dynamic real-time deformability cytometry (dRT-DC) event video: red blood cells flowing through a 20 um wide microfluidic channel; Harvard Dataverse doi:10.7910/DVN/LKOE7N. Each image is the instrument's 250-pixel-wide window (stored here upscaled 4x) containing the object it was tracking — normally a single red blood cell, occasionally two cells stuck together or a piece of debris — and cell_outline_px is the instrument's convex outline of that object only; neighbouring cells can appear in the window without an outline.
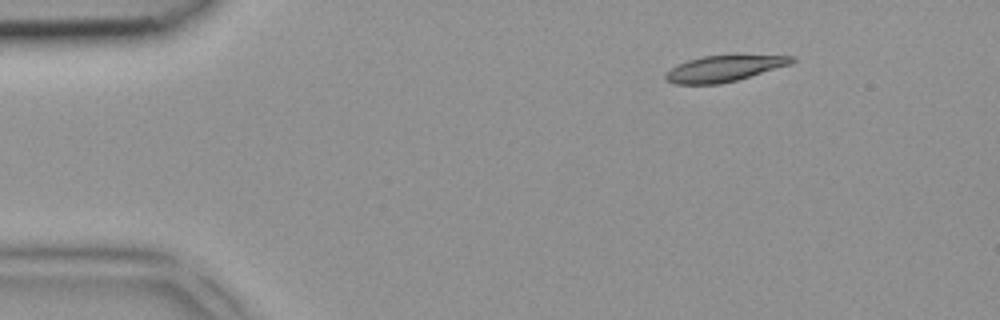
{"species": "common noctule bat (a hibernating species)", "species_latin": "Nyctalus noctula", "temperature_condition": "room temperature", "stored_images_in_passage": 2, "camera_frame_rate_fps": 3000, "um_per_image_px": 0.085, "animal": {"sex": "female", "body_mass_g": 18.4}, "frame": {"image": 1, "passage_image": 1, "time_ms": 0.0, "image_size_px": [1000, 320], "cell_outline_px": [[796, 60], [792, 64], [736, 80], [720, 84], [676, 84], [668, 80], [664, 76], [664, 72], [688, 60], [704, 56], [732, 52], [736, 52], [796, 56]], "centroid_in_image_um": [61.66, 5.75], "position_along_channel_um": 23.3, "area_um2": 20.11}}